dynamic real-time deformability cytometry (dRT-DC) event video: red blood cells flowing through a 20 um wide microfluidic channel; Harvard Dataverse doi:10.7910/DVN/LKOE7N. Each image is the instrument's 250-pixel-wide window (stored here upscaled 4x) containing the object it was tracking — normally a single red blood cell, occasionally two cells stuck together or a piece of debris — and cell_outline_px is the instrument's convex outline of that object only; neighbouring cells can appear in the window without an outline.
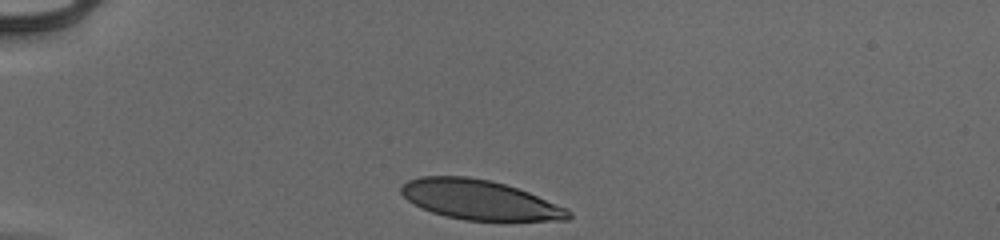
{"species": "human", "species_latin": "Homo sapiens", "temperature_condition": "cold", "stored_images_in_passage": 32, "camera_frame_rate_fps": 3000, "um_per_image_px": 0.085, "donor": {"sex": "male"}, "frame": {"image": 1, "passage_image": 1, "time_ms": 0.0, "image_size_px": [1000, 240], "cell_outline_px": [[572, 216], [568, 220], [464, 220], [444, 216], [432, 212], [408, 200], [400, 192], [400, 188], [408, 180], [420, 176], [468, 176], [488, 180], [504, 184], [528, 192], [568, 208], [572, 212]], "centroid_in_image_um": [40.78, 16.98], "position_along_channel_um": 44.2, "area_um2": 38.38}}
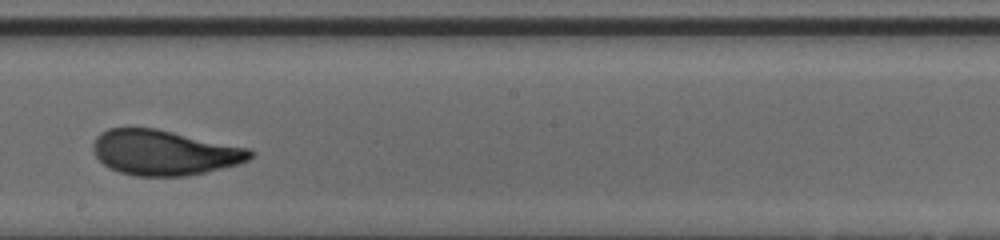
{"frame": {"image": 2, "passage_image": 19, "time_ms": 6.0, "image_size_px": [1000, 240], "cell_outline_px": [[256, 152], [248, 160], [240, 164], [188, 176], [136, 176], [120, 172], [108, 168], [96, 156], [92, 148], [92, 144], [96, 136], [100, 132], [108, 128], [156, 128], [248, 148]], "centroid_in_image_um": [13.95, 12.97], "position_along_channel_um": 234.2, "area_um2": 41.44}}
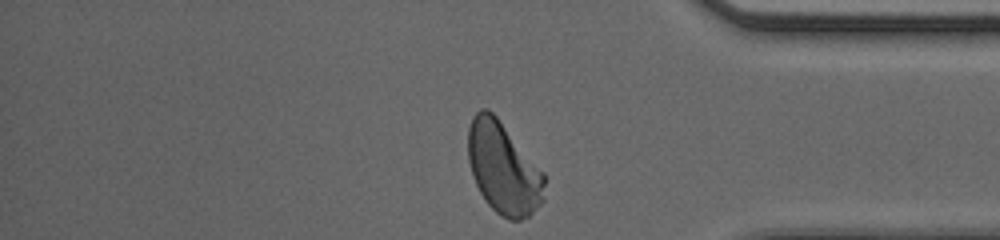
{"frame": {"image": 3, "passage_image": 32, "time_ms": 10.333, "image_size_px": [1000, 240], "cell_outline_px": [[544, 200], [528, 216], [520, 220], [508, 220], [500, 216], [488, 204], [480, 192], [472, 176], [468, 160], [468, 128], [472, 116], [480, 108], [488, 108], [496, 116], [544, 172]], "centroid_in_image_um": [42.77, 14.29], "position_along_channel_um": 392.4, "area_um2": 40.81}, "authors_computed_cell_mechanics": {"area_um2": 41.4137, "velocity_mm_per_s": 3.9217, "shape_relaxation_time_tau1_ms": 3.369, "shape_relaxation_time_tau2_ms": null, "deformation_change_tau1": 0.1657, "deformation_change_tau2": null}}